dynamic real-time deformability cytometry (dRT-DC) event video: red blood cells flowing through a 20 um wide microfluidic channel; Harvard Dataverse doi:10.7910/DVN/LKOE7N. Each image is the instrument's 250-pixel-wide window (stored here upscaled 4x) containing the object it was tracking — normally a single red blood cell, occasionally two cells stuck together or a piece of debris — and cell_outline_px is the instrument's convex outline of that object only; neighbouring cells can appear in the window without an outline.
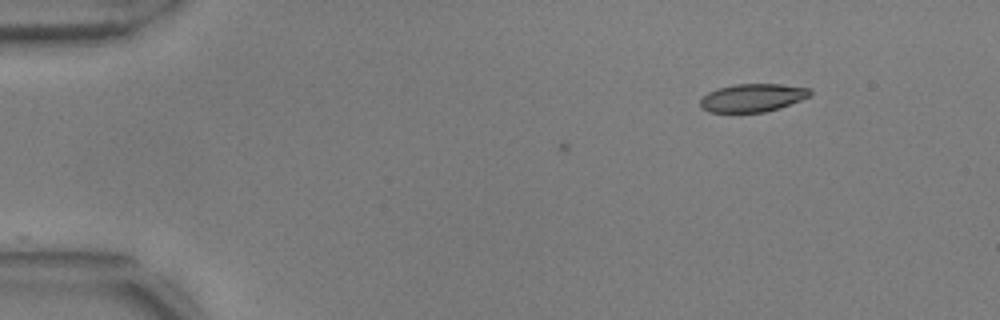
{"species": "common noctule bat (a hibernating species)", "species_latin": "Nyctalus noctula", "temperature_condition": "warm", "stored_images_in_passage": 13, "camera_frame_rate_fps": 3000, "um_per_image_px": 0.085, "animal": {"sex": "male", "body_mass_g": 17.9, "forearm_length_mm": 54.2}, "frame": {"image": 1, "passage_image": 13, "time_ms": 4.0, "image_size_px": [1000, 320], "cell_outline_px": [[812, 96], [780, 108], [764, 112], [708, 112], [700, 108], [700, 100], [708, 92], [716, 88], [736, 84], [780, 84], [808, 88], [812, 92]], "centroid_in_image_um": [63.96, 8.31], "position_along_channel_um": 21.0, "area_um2": 18.09}}